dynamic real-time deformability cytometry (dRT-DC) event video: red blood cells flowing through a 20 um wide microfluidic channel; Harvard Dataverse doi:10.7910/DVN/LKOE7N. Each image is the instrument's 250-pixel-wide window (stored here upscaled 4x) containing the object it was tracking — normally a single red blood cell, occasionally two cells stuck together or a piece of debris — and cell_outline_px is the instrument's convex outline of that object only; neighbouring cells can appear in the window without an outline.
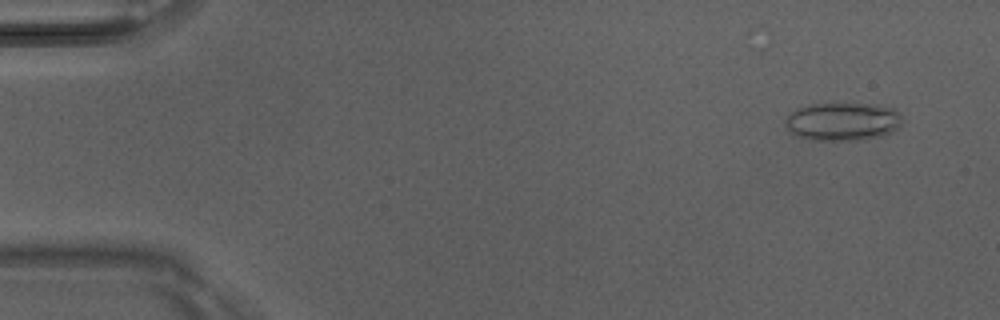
{"species": "Egyptian fruit bat (a non-hibernating species)", "species_latin": "Rousettus aegyptiacus", "temperature_condition": "room temperature", "stored_images_in_passage": 5, "camera_frame_rate_fps": 3000, "um_per_image_px": 0.085, "animal": {"sex": "male"}, "frame": {"image": 1, "passage_image": 5, "time_ms": 1.333, "image_size_px": [1000, 320], "cell_outline_px": [[900, 124], [892, 132], [880, 136], [860, 140], [812, 140], [796, 136], [784, 124], [784, 120], [796, 108], [812, 104], [872, 104], [896, 108], [900, 112]], "centroid_in_image_um": [71.62, 10.33], "position_along_channel_um": 13.4, "area_um2": 25.95}}